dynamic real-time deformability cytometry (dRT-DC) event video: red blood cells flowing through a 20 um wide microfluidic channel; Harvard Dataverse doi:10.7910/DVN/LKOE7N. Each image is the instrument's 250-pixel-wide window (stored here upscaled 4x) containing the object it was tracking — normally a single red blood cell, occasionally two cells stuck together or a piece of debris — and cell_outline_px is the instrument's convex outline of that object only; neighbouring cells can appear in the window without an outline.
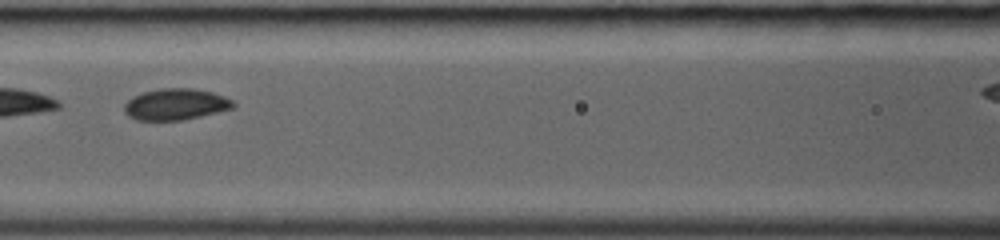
{"species": "common noctule bat (a hibernating species)", "species_latin": "Nyctalus noctula", "temperature_condition": "room temperature", "stored_images_in_passage": 29, "camera_frame_rate_fps": 3000, "um_per_image_px": 0.085, "animal": {"sex": "female", "body_mass_g": 19.0, "forearm_length_mm": 53.3}, "frame": {"image": 1, "passage_image": 11, "time_ms": 3.333, "image_size_px": [1000, 240], "cell_outline_px": [[236, 108], [184, 120], [136, 120], [128, 116], [124, 112], [124, 104], [132, 96], [144, 92], [160, 88], [192, 88], [212, 92], [224, 96], [232, 100], [236, 104]], "centroid_in_image_um": [14.95, 8.87], "position_along_channel_um": 151.7, "area_um2": 20.11}}
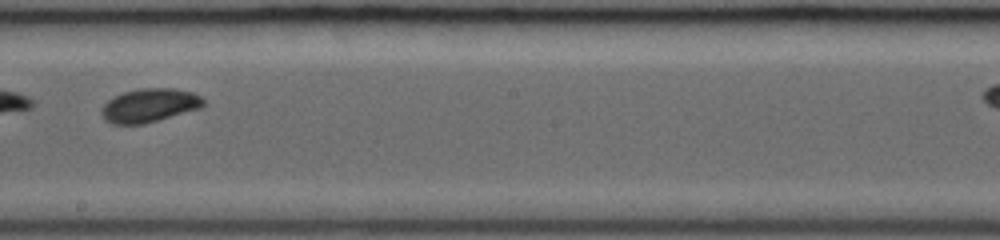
{"frame": {"image": 2, "passage_image": 16, "time_ms": 5.0, "image_size_px": [1000, 240], "cell_outline_px": [[208, 104], [200, 108], [144, 124], [112, 124], [104, 120], [100, 112], [100, 108], [108, 100], [124, 92], [140, 88], [172, 88], [192, 92], [200, 96]], "centroid_in_image_um": [12.69, 8.96], "position_along_channel_um": 235.5, "area_um2": 20.06}}
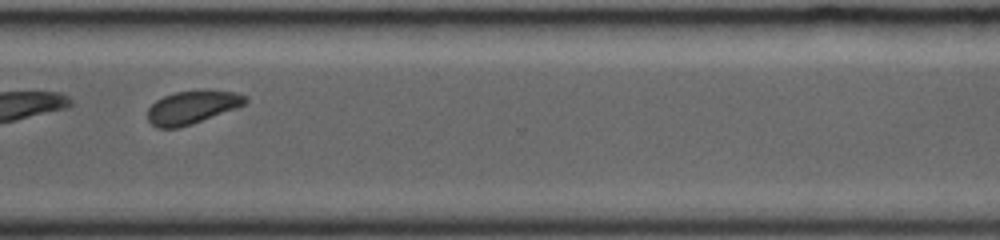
{"frame": {"image": 3, "passage_image": 23, "time_ms": 7.333, "image_size_px": [1000, 240], "cell_outline_px": [[248, 100], [244, 104], [236, 108], [192, 124], [180, 128], [156, 128], [148, 120], [148, 108], [156, 100], [164, 96], [176, 92], [236, 92], [248, 96]], "centroid_in_image_um": [16.3, 9.15], "position_along_channel_um": 354.3, "area_um2": 18.38}}